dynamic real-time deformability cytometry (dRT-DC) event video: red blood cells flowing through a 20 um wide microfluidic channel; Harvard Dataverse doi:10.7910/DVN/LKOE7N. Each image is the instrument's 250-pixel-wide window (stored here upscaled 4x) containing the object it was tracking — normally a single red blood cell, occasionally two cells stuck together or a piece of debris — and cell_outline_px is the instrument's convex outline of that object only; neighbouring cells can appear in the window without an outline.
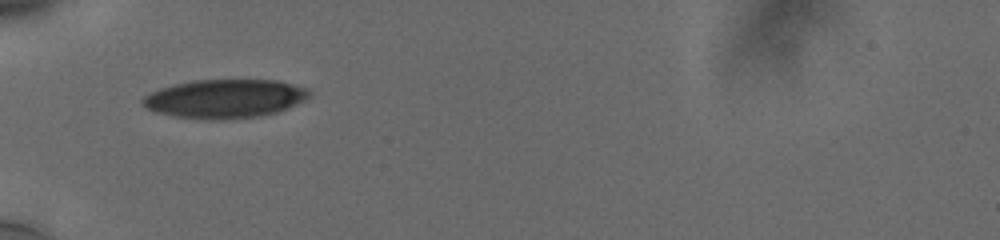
{"species": "human", "species_latin": "Homo sapiens", "temperature_condition": "cold", "stored_images_in_passage": 2, "camera_frame_rate_fps": 3000, "um_per_image_px": 0.085, "donor": {"sex": "male"}, "frame": {"image": 1, "passage_image": 1, "time_ms": 0.0, "image_size_px": [1000, 240], "cell_outline_px": [[312, 96], [288, 108], [276, 112], [260, 116], [212, 120], [208, 120], [176, 116], [156, 112], [148, 108], [140, 100], [144, 96], [160, 88], [192, 80], [276, 80], [308, 88], [312, 92]], "centroid_in_image_um": [19.15, 8.38], "position_along_channel_um": 65.9, "area_um2": 37.45}}